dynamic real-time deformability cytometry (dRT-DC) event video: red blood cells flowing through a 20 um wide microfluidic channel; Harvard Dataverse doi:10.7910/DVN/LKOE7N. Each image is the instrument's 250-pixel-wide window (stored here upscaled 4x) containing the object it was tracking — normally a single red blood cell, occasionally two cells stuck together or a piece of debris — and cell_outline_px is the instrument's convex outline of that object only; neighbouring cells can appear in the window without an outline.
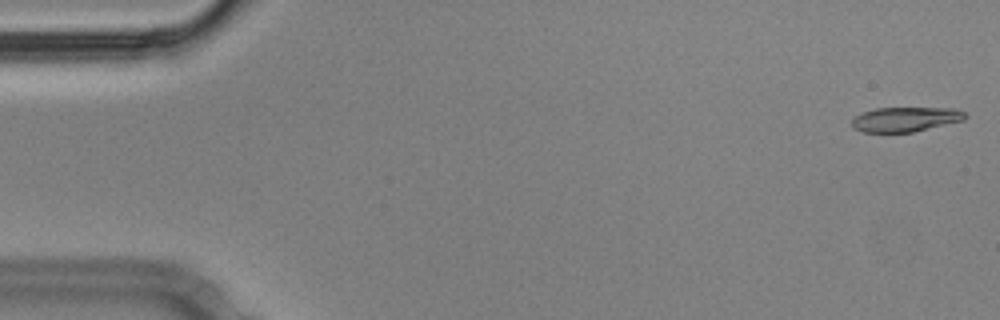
{"species": "Egyptian fruit bat (a non-hibernating species)", "species_latin": "Rousettus aegyptiacus", "temperature_condition": "cold", "stored_images_in_passage": 56, "camera_frame_rate_fps": 3000, "um_per_image_px": 0.085, "animal": {"sex": "male"}, "frame": {"image": 1, "passage_image": 1, "time_ms": 0.0, "image_size_px": [1000, 320], "cell_outline_px": [[968, 116], [964, 120], [912, 132], [864, 132], [852, 128], [852, 116], [876, 108], [956, 108], [964, 112]], "centroid_in_image_um": [76.95, 10.13], "position_along_channel_um": 8.1, "area_um2": 16.3}}
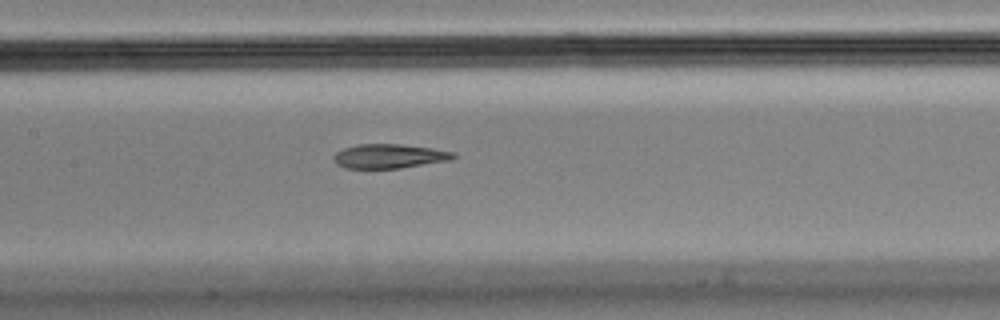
{"frame": {"image": 2, "passage_image": 26, "time_ms": 8.333, "image_size_px": [1000, 320], "cell_outline_px": [[456, 156], [452, 160], [400, 168], [344, 168], [336, 164], [332, 160], [332, 156], [336, 152], [344, 148], [356, 144], [400, 144], [432, 148], [456, 152]], "centroid_in_image_um": [33.08, 13.27], "position_along_channel_um": 174.3, "area_um2": 17.11}}
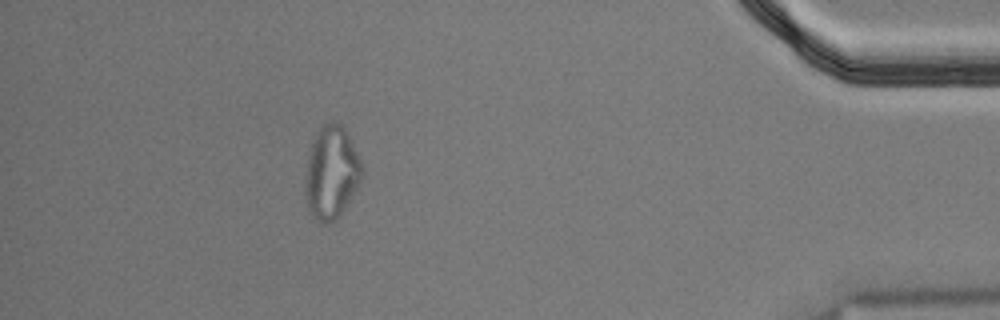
{"frame": {"image": 3, "passage_image": 50, "time_ms": 16.333, "image_size_px": [1000, 320], "cell_outline_px": [[364, 176], [340, 216], [324, 224], [316, 220], [308, 212], [304, 188], [304, 180], [308, 156], [312, 144], [320, 128], [324, 124], [332, 120], [340, 124], [344, 128], [352, 140], [360, 160]], "centroid_in_image_um": [28.17, 14.69], "position_along_channel_um": 407.0, "area_um2": 30.81}, "authors_computed_cell_mechanics": {"area_um2": 17.9469, "velocity_mm_per_s": 3.5545, "shape_relaxation_time_tau1_ms": null, "shape_relaxation_time_tau2_ms": 3.0955, "deformation_change_tau1": null, "deformation_change_tau2": 0.1162}}